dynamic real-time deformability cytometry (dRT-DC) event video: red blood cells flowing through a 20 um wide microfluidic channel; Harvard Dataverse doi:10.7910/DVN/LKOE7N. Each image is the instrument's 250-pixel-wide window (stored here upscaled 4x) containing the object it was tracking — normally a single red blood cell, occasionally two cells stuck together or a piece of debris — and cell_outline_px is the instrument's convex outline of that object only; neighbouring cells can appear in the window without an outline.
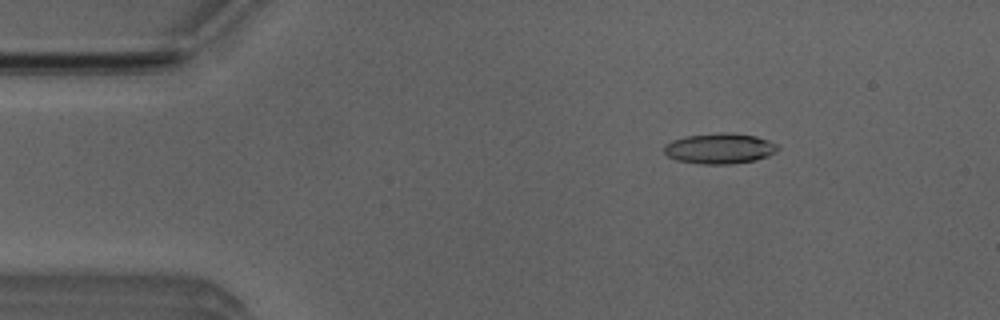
{"species": "Egyptian fruit bat (a non-hibernating species)", "species_latin": "Rousettus aegyptiacus", "temperature_condition": "room temperature", "stored_images_in_passage": 4, "camera_frame_rate_fps": 3000, "um_per_image_px": 0.085, "animal": {"sex": "male"}, "frame": {"image": 1, "passage_image": 3, "time_ms": 0.667, "image_size_px": [1000, 320], "cell_outline_px": [[780, 148], [768, 156], [756, 160], [732, 164], [700, 164], [676, 160], [668, 156], [664, 152], [664, 148], [672, 140], [688, 136], [720, 132], [724, 132], [756, 136], [768, 140], [776, 144]], "centroid_in_image_um": [61.19, 12.63], "position_along_channel_um": 23.8, "area_um2": 20.11}}